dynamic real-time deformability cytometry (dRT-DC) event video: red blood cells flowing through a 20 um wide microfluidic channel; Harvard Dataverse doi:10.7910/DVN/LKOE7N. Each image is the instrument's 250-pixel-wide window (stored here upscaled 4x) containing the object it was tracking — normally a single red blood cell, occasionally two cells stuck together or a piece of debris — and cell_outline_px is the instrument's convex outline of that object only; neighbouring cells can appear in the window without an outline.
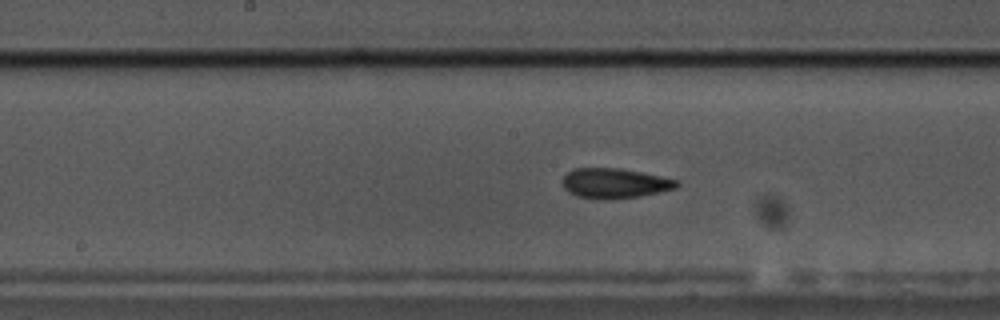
{"species": "common noctule bat (a hibernating species)", "species_latin": "Nyctalus noctula", "temperature_condition": "cold", "stored_images_in_passage": 61, "camera_frame_rate_fps": 3000, "um_per_image_px": 0.085, "animal": {"sex": "male", "body_mass_g": 17.5, "forearm_length_mm": 52.3}, "frame": {"image": 1, "passage_image": 31, "time_ms": 10.0, "image_size_px": [1000, 320], "cell_outline_px": [[680, 184], [676, 188], [660, 192], [640, 196], [612, 200], [596, 200], [576, 196], [568, 192], [564, 188], [564, 176], [572, 168], [620, 168], [680, 180]], "centroid_in_image_um": [52.26, 15.59], "position_along_channel_um": 195.9, "area_um2": 20.23}}
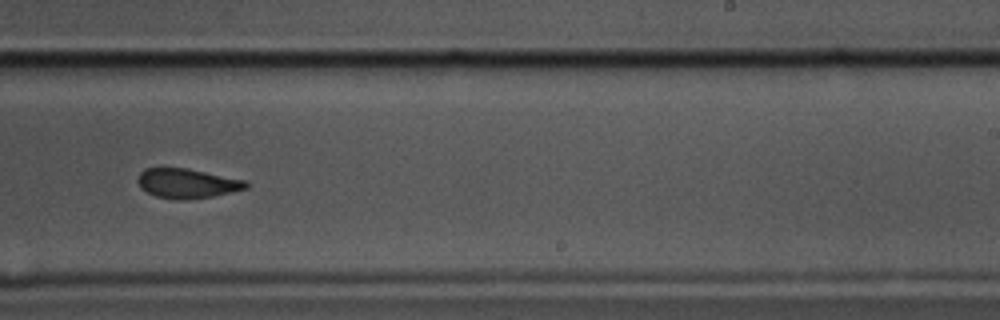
{"frame": {"image": 2, "passage_image": 38, "time_ms": 12.333, "image_size_px": [1000, 320], "cell_outline_px": [[248, 188], [212, 196], [180, 200], [156, 196], [140, 188], [136, 180], [140, 172], [144, 168], [188, 168], [248, 180]], "centroid_in_image_um": [15.91, 15.57], "position_along_channel_um": 273.1, "area_um2": 18.73}}
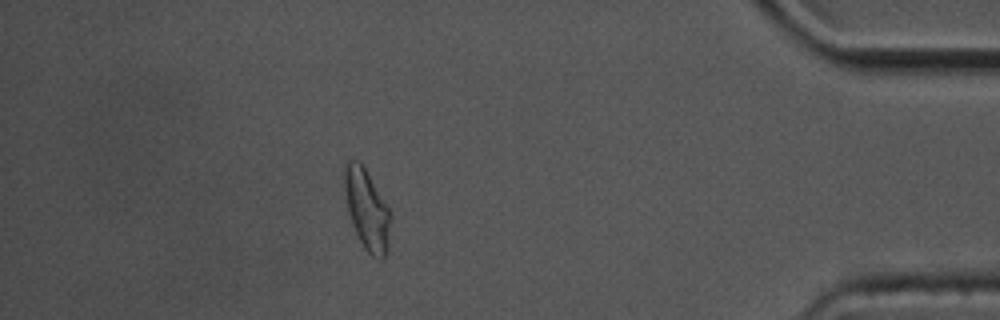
{"frame": {"image": 3, "passage_image": 54, "time_ms": 17.667, "image_size_px": [1000, 320], "cell_outline_px": [[392, 216], [388, 248], [384, 260], [380, 260], [372, 256], [364, 248], [352, 224], [348, 212], [340, 172], [344, 160], [360, 160], [392, 212]], "centroid_in_image_um": [31.16, 17.74], "position_along_channel_um": 404.0, "area_um2": 22.6}, "authors_computed_cell_mechanics": {"area_um2": 19.9988, "velocity_mm_per_s": 3.3148, "shape_relaxation_time_tau1_ms": 3.5885, "shape_relaxation_time_tau2_ms": 1.7918, "deformation_change_tau1": 0.1195, "deformation_change_tau2": 0.0898}}